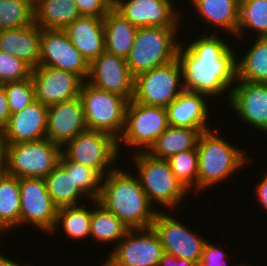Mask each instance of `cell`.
Segmentation results:
<instances>
[{
    "label": "cell",
    "mask_w": 267,
    "mask_h": 266,
    "mask_svg": "<svg viewBox=\"0 0 267 266\" xmlns=\"http://www.w3.org/2000/svg\"><path fill=\"white\" fill-rule=\"evenodd\" d=\"M205 33L188 44L179 45L177 59L182 69L183 87L206 94L208 98L228 92L229 100L239 56L225 38L221 39L217 33Z\"/></svg>",
    "instance_id": "1"
},
{
    "label": "cell",
    "mask_w": 267,
    "mask_h": 266,
    "mask_svg": "<svg viewBox=\"0 0 267 266\" xmlns=\"http://www.w3.org/2000/svg\"><path fill=\"white\" fill-rule=\"evenodd\" d=\"M130 172L116 167L103 177L98 202L128 229L149 228L158 208L149 203L138 177Z\"/></svg>",
    "instance_id": "2"
},
{
    "label": "cell",
    "mask_w": 267,
    "mask_h": 266,
    "mask_svg": "<svg viewBox=\"0 0 267 266\" xmlns=\"http://www.w3.org/2000/svg\"><path fill=\"white\" fill-rule=\"evenodd\" d=\"M217 133L210 129L202 132L198 139V193L230 180L234 173L250 162L243 149L233 146Z\"/></svg>",
    "instance_id": "3"
},
{
    "label": "cell",
    "mask_w": 267,
    "mask_h": 266,
    "mask_svg": "<svg viewBox=\"0 0 267 266\" xmlns=\"http://www.w3.org/2000/svg\"><path fill=\"white\" fill-rule=\"evenodd\" d=\"M132 162L137 169L141 187L147 195L149 203L163 205L168 210H175L188 196V190L175 177L169 162L153 157L148 152L133 153ZM177 206V207H176Z\"/></svg>",
    "instance_id": "4"
},
{
    "label": "cell",
    "mask_w": 267,
    "mask_h": 266,
    "mask_svg": "<svg viewBox=\"0 0 267 266\" xmlns=\"http://www.w3.org/2000/svg\"><path fill=\"white\" fill-rule=\"evenodd\" d=\"M180 27L137 28L133 46L126 57L131 74H138L165 65L177 58Z\"/></svg>",
    "instance_id": "5"
},
{
    "label": "cell",
    "mask_w": 267,
    "mask_h": 266,
    "mask_svg": "<svg viewBox=\"0 0 267 266\" xmlns=\"http://www.w3.org/2000/svg\"><path fill=\"white\" fill-rule=\"evenodd\" d=\"M88 130L103 131L118 139L125 126L128 100L83 81L80 95Z\"/></svg>",
    "instance_id": "6"
},
{
    "label": "cell",
    "mask_w": 267,
    "mask_h": 266,
    "mask_svg": "<svg viewBox=\"0 0 267 266\" xmlns=\"http://www.w3.org/2000/svg\"><path fill=\"white\" fill-rule=\"evenodd\" d=\"M62 147L48 138L6 145L4 171L17 178H45L58 164Z\"/></svg>",
    "instance_id": "7"
},
{
    "label": "cell",
    "mask_w": 267,
    "mask_h": 266,
    "mask_svg": "<svg viewBox=\"0 0 267 266\" xmlns=\"http://www.w3.org/2000/svg\"><path fill=\"white\" fill-rule=\"evenodd\" d=\"M169 126L165 107L144 105L131 99L125 112V126L118 138V150L127 145L134 152H147Z\"/></svg>",
    "instance_id": "8"
},
{
    "label": "cell",
    "mask_w": 267,
    "mask_h": 266,
    "mask_svg": "<svg viewBox=\"0 0 267 266\" xmlns=\"http://www.w3.org/2000/svg\"><path fill=\"white\" fill-rule=\"evenodd\" d=\"M70 160L94 169L102 178L117 167L118 139L103 131L86 130L62 147ZM115 166H114V165Z\"/></svg>",
    "instance_id": "9"
},
{
    "label": "cell",
    "mask_w": 267,
    "mask_h": 266,
    "mask_svg": "<svg viewBox=\"0 0 267 266\" xmlns=\"http://www.w3.org/2000/svg\"><path fill=\"white\" fill-rule=\"evenodd\" d=\"M184 90L182 69L176 58L168 64L138 74L134 81L133 100L166 108Z\"/></svg>",
    "instance_id": "10"
},
{
    "label": "cell",
    "mask_w": 267,
    "mask_h": 266,
    "mask_svg": "<svg viewBox=\"0 0 267 266\" xmlns=\"http://www.w3.org/2000/svg\"><path fill=\"white\" fill-rule=\"evenodd\" d=\"M101 266H159L164 250L152 227L129 229Z\"/></svg>",
    "instance_id": "11"
},
{
    "label": "cell",
    "mask_w": 267,
    "mask_h": 266,
    "mask_svg": "<svg viewBox=\"0 0 267 266\" xmlns=\"http://www.w3.org/2000/svg\"><path fill=\"white\" fill-rule=\"evenodd\" d=\"M19 189L20 226H34L42 233H50L56 223L58 207L51 200L45 179L19 178Z\"/></svg>",
    "instance_id": "12"
},
{
    "label": "cell",
    "mask_w": 267,
    "mask_h": 266,
    "mask_svg": "<svg viewBox=\"0 0 267 266\" xmlns=\"http://www.w3.org/2000/svg\"><path fill=\"white\" fill-rule=\"evenodd\" d=\"M167 213V214H166ZM158 235L164 253L176 259H185L198 263L201 259L206 239L197 232L189 230L178 219L162 209L157 211L151 226Z\"/></svg>",
    "instance_id": "13"
},
{
    "label": "cell",
    "mask_w": 267,
    "mask_h": 266,
    "mask_svg": "<svg viewBox=\"0 0 267 266\" xmlns=\"http://www.w3.org/2000/svg\"><path fill=\"white\" fill-rule=\"evenodd\" d=\"M39 66L69 71L86 81L89 63L71 43L64 30L42 29Z\"/></svg>",
    "instance_id": "14"
},
{
    "label": "cell",
    "mask_w": 267,
    "mask_h": 266,
    "mask_svg": "<svg viewBox=\"0 0 267 266\" xmlns=\"http://www.w3.org/2000/svg\"><path fill=\"white\" fill-rule=\"evenodd\" d=\"M86 81L99 89L121 95L128 101L134 97L135 77L126 59L121 56L106 51L101 53L89 64Z\"/></svg>",
    "instance_id": "15"
},
{
    "label": "cell",
    "mask_w": 267,
    "mask_h": 266,
    "mask_svg": "<svg viewBox=\"0 0 267 266\" xmlns=\"http://www.w3.org/2000/svg\"><path fill=\"white\" fill-rule=\"evenodd\" d=\"M113 7L136 28L180 27L183 19L172 0H113Z\"/></svg>",
    "instance_id": "16"
},
{
    "label": "cell",
    "mask_w": 267,
    "mask_h": 266,
    "mask_svg": "<svg viewBox=\"0 0 267 266\" xmlns=\"http://www.w3.org/2000/svg\"><path fill=\"white\" fill-rule=\"evenodd\" d=\"M31 77L34 100L46 106L78 97L83 83L75 73L48 66L33 68Z\"/></svg>",
    "instance_id": "17"
},
{
    "label": "cell",
    "mask_w": 267,
    "mask_h": 266,
    "mask_svg": "<svg viewBox=\"0 0 267 266\" xmlns=\"http://www.w3.org/2000/svg\"><path fill=\"white\" fill-rule=\"evenodd\" d=\"M227 103L240 122L267 134V83L235 81Z\"/></svg>",
    "instance_id": "18"
},
{
    "label": "cell",
    "mask_w": 267,
    "mask_h": 266,
    "mask_svg": "<svg viewBox=\"0 0 267 266\" xmlns=\"http://www.w3.org/2000/svg\"><path fill=\"white\" fill-rule=\"evenodd\" d=\"M86 130L88 128L79 96L48 106L46 138L53 143L63 147Z\"/></svg>",
    "instance_id": "19"
},
{
    "label": "cell",
    "mask_w": 267,
    "mask_h": 266,
    "mask_svg": "<svg viewBox=\"0 0 267 266\" xmlns=\"http://www.w3.org/2000/svg\"><path fill=\"white\" fill-rule=\"evenodd\" d=\"M48 106L34 101L10 115L3 134L6 144L39 141L46 138Z\"/></svg>",
    "instance_id": "20"
},
{
    "label": "cell",
    "mask_w": 267,
    "mask_h": 266,
    "mask_svg": "<svg viewBox=\"0 0 267 266\" xmlns=\"http://www.w3.org/2000/svg\"><path fill=\"white\" fill-rule=\"evenodd\" d=\"M207 97L206 94L184 90L166 107L169 125L199 129L201 132L210 130L209 125L207 126Z\"/></svg>",
    "instance_id": "21"
},
{
    "label": "cell",
    "mask_w": 267,
    "mask_h": 266,
    "mask_svg": "<svg viewBox=\"0 0 267 266\" xmlns=\"http://www.w3.org/2000/svg\"><path fill=\"white\" fill-rule=\"evenodd\" d=\"M63 30L89 64L105 52L103 18L80 16Z\"/></svg>",
    "instance_id": "22"
},
{
    "label": "cell",
    "mask_w": 267,
    "mask_h": 266,
    "mask_svg": "<svg viewBox=\"0 0 267 266\" xmlns=\"http://www.w3.org/2000/svg\"><path fill=\"white\" fill-rule=\"evenodd\" d=\"M41 28L27 27L0 30V51L22 59L32 68L39 66Z\"/></svg>",
    "instance_id": "23"
},
{
    "label": "cell",
    "mask_w": 267,
    "mask_h": 266,
    "mask_svg": "<svg viewBox=\"0 0 267 266\" xmlns=\"http://www.w3.org/2000/svg\"><path fill=\"white\" fill-rule=\"evenodd\" d=\"M203 23L226 30L236 38L240 0H189Z\"/></svg>",
    "instance_id": "24"
},
{
    "label": "cell",
    "mask_w": 267,
    "mask_h": 266,
    "mask_svg": "<svg viewBox=\"0 0 267 266\" xmlns=\"http://www.w3.org/2000/svg\"><path fill=\"white\" fill-rule=\"evenodd\" d=\"M105 51L126 59L136 35L137 28L114 7L103 18Z\"/></svg>",
    "instance_id": "25"
},
{
    "label": "cell",
    "mask_w": 267,
    "mask_h": 266,
    "mask_svg": "<svg viewBox=\"0 0 267 266\" xmlns=\"http://www.w3.org/2000/svg\"><path fill=\"white\" fill-rule=\"evenodd\" d=\"M35 23L42 29H65L81 16L74 0H34Z\"/></svg>",
    "instance_id": "26"
},
{
    "label": "cell",
    "mask_w": 267,
    "mask_h": 266,
    "mask_svg": "<svg viewBox=\"0 0 267 266\" xmlns=\"http://www.w3.org/2000/svg\"><path fill=\"white\" fill-rule=\"evenodd\" d=\"M201 133L199 129L169 125L147 152L167 160L177 153L195 149Z\"/></svg>",
    "instance_id": "27"
},
{
    "label": "cell",
    "mask_w": 267,
    "mask_h": 266,
    "mask_svg": "<svg viewBox=\"0 0 267 266\" xmlns=\"http://www.w3.org/2000/svg\"><path fill=\"white\" fill-rule=\"evenodd\" d=\"M248 51L236 59V81L267 83V37H256Z\"/></svg>",
    "instance_id": "28"
},
{
    "label": "cell",
    "mask_w": 267,
    "mask_h": 266,
    "mask_svg": "<svg viewBox=\"0 0 267 266\" xmlns=\"http://www.w3.org/2000/svg\"><path fill=\"white\" fill-rule=\"evenodd\" d=\"M52 202L59 208L80 205L81 198L91 199L79 188L72 174L59 163L45 178Z\"/></svg>",
    "instance_id": "29"
},
{
    "label": "cell",
    "mask_w": 267,
    "mask_h": 266,
    "mask_svg": "<svg viewBox=\"0 0 267 266\" xmlns=\"http://www.w3.org/2000/svg\"><path fill=\"white\" fill-rule=\"evenodd\" d=\"M90 203L94 205L92 207L90 237L101 245L115 243V248L129 229L98 200H91Z\"/></svg>",
    "instance_id": "30"
},
{
    "label": "cell",
    "mask_w": 267,
    "mask_h": 266,
    "mask_svg": "<svg viewBox=\"0 0 267 266\" xmlns=\"http://www.w3.org/2000/svg\"><path fill=\"white\" fill-rule=\"evenodd\" d=\"M20 227L19 178L0 172V230L3 233Z\"/></svg>",
    "instance_id": "31"
},
{
    "label": "cell",
    "mask_w": 267,
    "mask_h": 266,
    "mask_svg": "<svg viewBox=\"0 0 267 266\" xmlns=\"http://www.w3.org/2000/svg\"><path fill=\"white\" fill-rule=\"evenodd\" d=\"M86 207L81 204L59 207L57 209L55 226L49 234L57 233L59 230L58 226H61V229H64L63 232L71 240L89 238L92 209Z\"/></svg>",
    "instance_id": "32"
},
{
    "label": "cell",
    "mask_w": 267,
    "mask_h": 266,
    "mask_svg": "<svg viewBox=\"0 0 267 266\" xmlns=\"http://www.w3.org/2000/svg\"><path fill=\"white\" fill-rule=\"evenodd\" d=\"M249 29L258 34L256 37H267V0H240L237 41L244 39Z\"/></svg>",
    "instance_id": "33"
},
{
    "label": "cell",
    "mask_w": 267,
    "mask_h": 266,
    "mask_svg": "<svg viewBox=\"0 0 267 266\" xmlns=\"http://www.w3.org/2000/svg\"><path fill=\"white\" fill-rule=\"evenodd\" d=\"M35 23L34 0H0V30Z\"/></svg>",
    "instance_id": "34"
},
{
    "label": "cell",
    "mask_w": 267,
    "mask_h": 266,
    "mask_svg": "<svg viewBox=\"0 0 267 266\" xmlns=\"http://www.w3.org/2000/svg\"><path fill=\"white\" fill-rule=\"evenodd\" d=\"M171 171L175 177L189 191L194 189L198 193V153L197 147L177 153L169 159ZM194 187V188H193Z\"/></svg>",
    "instance_id": "35"
},
{
    "label": "cell",
    "mask_w": 267,
    "mask_h": 266,
    "mask_svg": "<svg viewBox=\"0 0 267 266\" xmlns=\"http://www.w3.org/2000/svg\"><path fill=\"white\" fill-rule=\"evenodd\" d=\"M59 163L72 174L75 183L91 200H98L102 177L94 169L70 161L63 153Z\"/></svg>",
    "instance_id": "36"
},
{
    "label": "cell",
    "mask_w": 267,
    "mask_h": 266,
    "mask_svg": "<svg viewBox=\"0 0 267 266\" xmlns=\"http://www.w3.org/2000/svg\"><path fill=\"white\" fill-rule=\"evenodd\" d=\"M3 86L11 114L21 111L35 101L32 77L22 81L5 83Z\"/></svg>",
    "instance_id": "37"
},
{
    "label": "cell",
    "mask_w": 267,
    "mask_h": 266,
    "mask_svg": "<svg viewBox=\"0 0 267 266\" xmlns=\"http://www.w3.org/2000/svg\"><path fill=\"white\" fill-rule=\"evenodd\" d=\"M33 68L22 59L0 51V85L32 76Z\"/></svg>",
    "instance_id": "38"
},
{
    "label": "cell",
    "mask_w": 267,
    "mask_h": 266,
    "mask_svg": "<svg viewBox=\"0 0 267 266\" xmlns=\"http://www.w3.org/2000/svg\"><path fill=\"white\" fill-rule=\"evenodd\" d=\"M224 248L221 249L215 244L210 243L208 240L205 242L201 259L198 262V266H228L227 253L224 252ZM236 264L234 266H239ZM233 266V265H230Z\"/></svg>",
    "instance_id": "39"
},
{
    "label": "cell",
    "mask_w": 267,
    "mask_h": 266,
    "mask_svg": "<svg viewBox=\"0 0 267 266\" xmlns=\"http://www.w3.org/2000/svg\"><path fill=\"white\" fill-rule=\"evenodd\" d=\"M81 16L104 18L113 7V0H74Z\"/></svg>",
    "instance_id": "40"
},
{
    "label": "cell",
    "mask_w": 267,
    "mask_h": 266,
    "mask_svg": "<svg viewBox=\"0 0 267 266\" xmlns=\"http://www.w3.org/2000/svg\"><path fill=\"white\" fill-rule=\"evenodd\" d=\"M11 115L9 105L7 103V94L3 85H0V129L3 130Z\"/></svg>",
    "instance_id": "41"
},
{
    "label": "cell",
    "mask_w": 267,
    "mask_h": 266,
    "mask_svg": "<svg viewBox=\"0 0 267 266\" xmlns=\"http://www.w3.org/2000/svg\"><path fill=\"white\" fill-rule=\"evenodd\" d=\"M266 174V175H265ZM263 175V178L259 180L255 185V195L258 203L260 202L263 209L267 211V172Z\"/></svg>",
    "instance_id": "42"
},
{
    "label": "cell",
    "mask_w": 267,
    "mask_h": 266,
    "mask_svg": "<svg viewBox=\"0 0 267 266\" xmlns=\"http://www.w3.org/2000/svg\"><path fill=\"white\" fill-rule=\"evenodd\" d=\"M159 266H198V263L185 259H176L174 256L164 253Z\"/></svg>",
    "instance_id": "43"
},
{
    "label": "cell",
    "mask_w": 267,
    "mask_h": 266,
    "mask_svg": "<svg viewBox=\"0 0 267 266\" xmlns=\"http://www.w3.org/2000/svg\"><path fill=\"white\" fill-rule=\"evenodd\" d=\"M6 140L3 130L0 129V172L4 171L6 161Z\"/></svg>",
    "instance_id": "44"
},
{
    "label": "cell",
    "mask_w": 267,
    "mask_h": 266,
    "mask_svg": "<svg viewBox=\"0 0 267 266\" xmlns=\"http://www.w3.org/2000/svg\"><path fill=\"white\" fill-rule=\"evenodd\" d=\"M21 262L14 261L9 258V256H4L2 252H0V266H23L20 264Z\"/></svg>",
    "instance_id": "45"
},
{
    "label": "cell",
    "mask_w": 267,
    "mask_h": 266,
    "mask_svg": "<svg viewBox=\"0 0 267 266\" xmlns=\"http://www.w3.org/2000/svg\"><path fill=\"white\" fill-rule=\"evenodd\" d=\"M239 266H246V264H244V263H243V264H242V263H240V265H239ZM247 266H248V265H247Z\"/></svg>",
    "instance_id": "46"
}]
</instances>
